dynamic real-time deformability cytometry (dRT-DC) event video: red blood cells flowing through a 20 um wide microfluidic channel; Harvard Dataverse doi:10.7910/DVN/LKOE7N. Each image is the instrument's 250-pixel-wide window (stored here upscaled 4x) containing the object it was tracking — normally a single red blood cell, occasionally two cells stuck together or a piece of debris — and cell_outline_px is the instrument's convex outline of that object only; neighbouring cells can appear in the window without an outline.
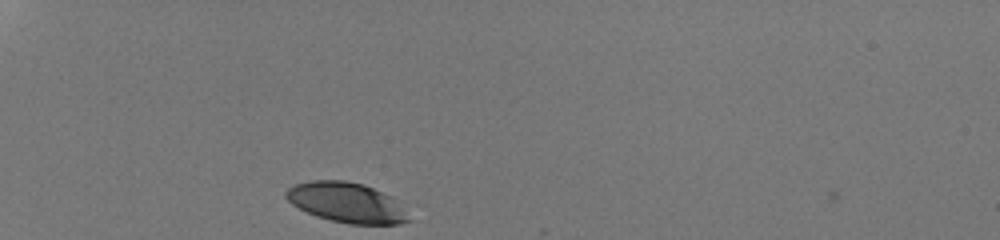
{"species": "human", "species_latin": "Homo sapiens", "temperature_condition": "room temperature", "stored_images_in_passage": 29, "camera_frame_rate_fps": 3000, "um_per_image_px": 0.085, "donor": {"sex": "male"}, "frame": {"image": 1, "passage_image": 1, "time_ms": 0.0, "image_size_px": [1000, 240], "cell_outline_px": [[416, 220], [400, 224], [348, 224], [316, 216], [292, 204], [284, 196], [284, 192], [288, 188], [296, 184], [308, 180], [344, 180], [364, 184], [392, 196]], "centroid_in_image_um": [29.52, 17.22], "position_along_channel_um": 55.5, "area_um2": 29.02}}
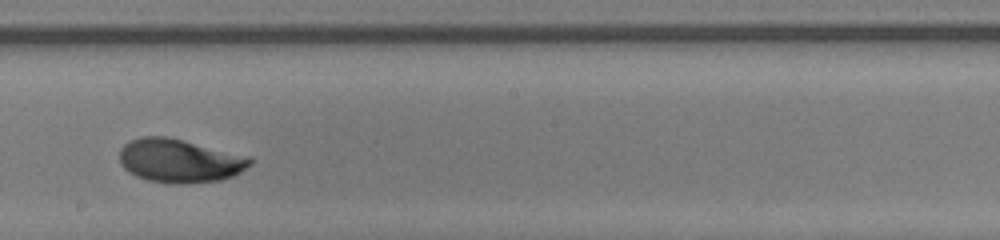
{"frame": {"image": 2, "passage_image": 17, "time_ms": 5.333, "image_size_px": [1000, 240], "cell_outline_px": [[252, 164], [240, 172], [232, 176], [220, 180], [188, 184], [172, 184], [148, 180], [136, 176], [128, 172], [120, 164], [120, 148], [128, 140], [140, 136], [164, 136], [252, 156]], "centroid_in_image_um": [15.26, 13.66], "position_along_channel_um": 232.9, "area_um2": 33.47}}
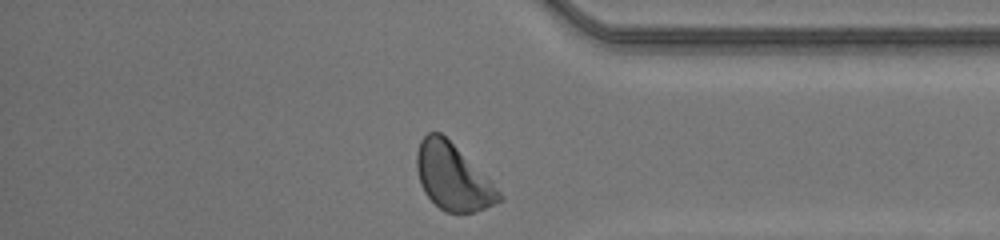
{"frame": {"image": 3, "passage_image": 29, "time_ms": 9.333, "image_size_px": [1000, 240], "cell_outline_px": [[504, 200], [484, 208], [472, 212], [448, 212], [440, 208], [424, 192], [420, 184], [416, 168], [416, 152], [420, 140], [428, 132], [440, 132], [492, 180], [504, 196]], "centroid_in_image_um": [38.5, 15.04], "position_along_channel_um": 396.7, "area_um2": 31.79}, "authors_computed_cell_mechanics": {"area_um2": 32.079, "velocity_mm_per_s": 4.1866, "shape_relaxation_time_tau1_ms": 4.7712, "shape_relaxation_time_tau2_ms": 1.4303, "deformation_change_tau1": 0.1929, "deformation_change_tau2": 0.0526}}